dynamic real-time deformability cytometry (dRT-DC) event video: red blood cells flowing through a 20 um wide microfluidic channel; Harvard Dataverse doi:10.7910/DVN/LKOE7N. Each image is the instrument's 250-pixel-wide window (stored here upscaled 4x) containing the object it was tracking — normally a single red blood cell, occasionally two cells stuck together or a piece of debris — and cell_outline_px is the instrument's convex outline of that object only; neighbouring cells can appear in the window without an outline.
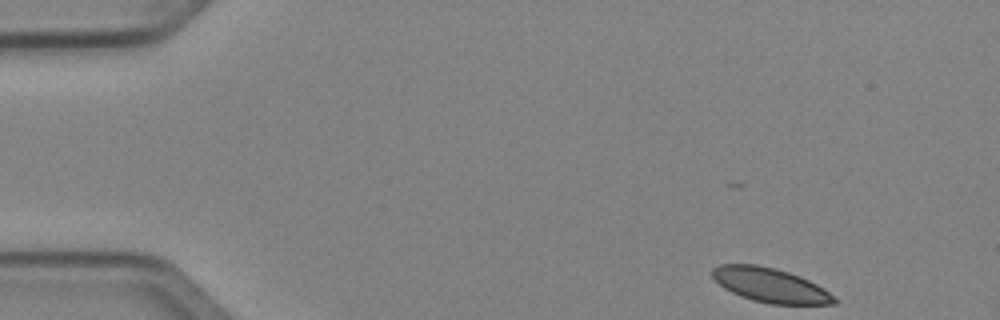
{"species": "Egyptian fruit bat (a non-hibernating species)", "species_latin": "Rousettus aegyptiacus", "temperature_condition": "cold", "stored_images_in_passage": 41, "camera_frame_rate_fps": 3000, "um_per_image_px": 0.085, "animal": {"sex": "female"}, "frame": {"image": 1, "passage_image": 1, "time_ms": 0.0, "image_size_px": [1000, 320], "cell_outline_px": [[840, 300], [836, 304], [772, 304], [752, 300], [740, 296], [724, 288], [712, 276], [712, 268], [720, 264], [756, 264], [776, 268], [800, 276], [824, 288], [836, 296]], "centroid_in_image_um": [65.51, 24.24], "position_along_channel_um": 19.5, "area_um2": 24.51}}
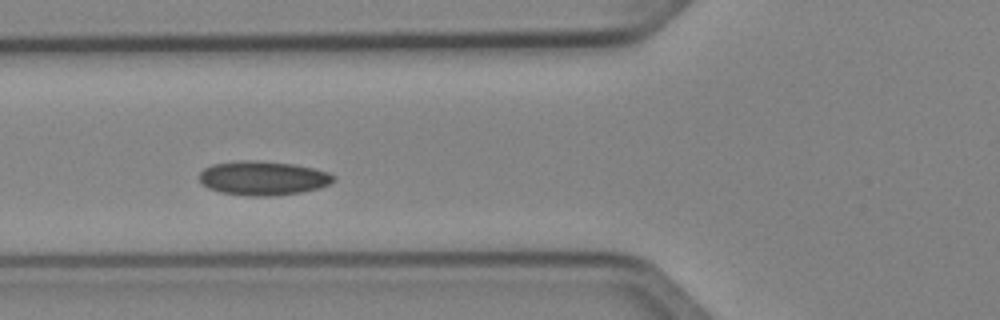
{"frame": {"image": 2, "passage_image": 15, "time_ms": 4.667, "image_size_px": [1000, 320], "cell_outline_px": [[336, 180], [320, 188], [300, 192], [272, 196], [252, 196], [220, 192], [208, 188], [200, 180], [200, 172], [204, 168], [212, 164], [240, 160], [260, 160], [292, 164], [312, 168], [328, 172], [336, 176]], "centroid_in_image_um": [22.36, 15.13], "position_along_channel_um": 103.4, "area_um2": 26.7}}
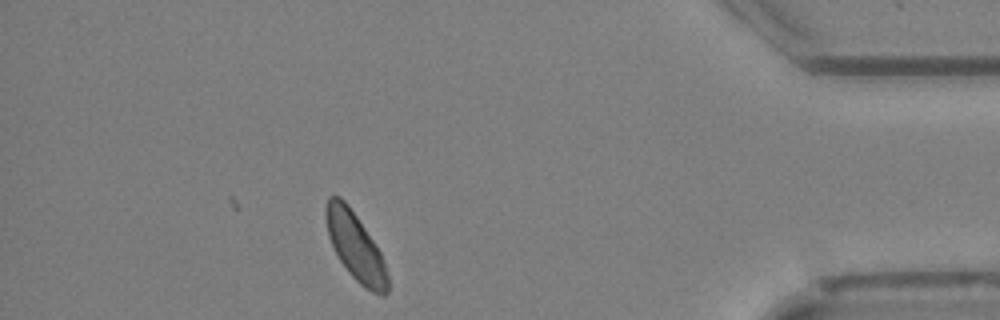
{"frame": {"image": 3, "passage_image": 41, "time_ms": 13.333, "image_size_px": [1000, 320], "cell_outline_px": [[388, 292], [384, 296], [372, 292], [364, 288], [348, 272], [340, 260], [328, 236], [324, 212], [324, 208], [328, 196], [340, 196], [348, 204], [380, 252], [384, 260], [388, 276]], "centroid_in_image_um": [30.2, 20.96], "position_along_channel_um": 405.0, "area_um2": 24.22}, "authors_computed_cell_mechanics": {"area_um2": 25.3164, "velocity_mm_per_s": 3.9793, "shape_relaxation_time_tau1_ms": 2.4055, "shape_relaxation_time_tau2_ms": null, "deformation_change_tau1": 0.0377, "deformation_change_tau2": null}}